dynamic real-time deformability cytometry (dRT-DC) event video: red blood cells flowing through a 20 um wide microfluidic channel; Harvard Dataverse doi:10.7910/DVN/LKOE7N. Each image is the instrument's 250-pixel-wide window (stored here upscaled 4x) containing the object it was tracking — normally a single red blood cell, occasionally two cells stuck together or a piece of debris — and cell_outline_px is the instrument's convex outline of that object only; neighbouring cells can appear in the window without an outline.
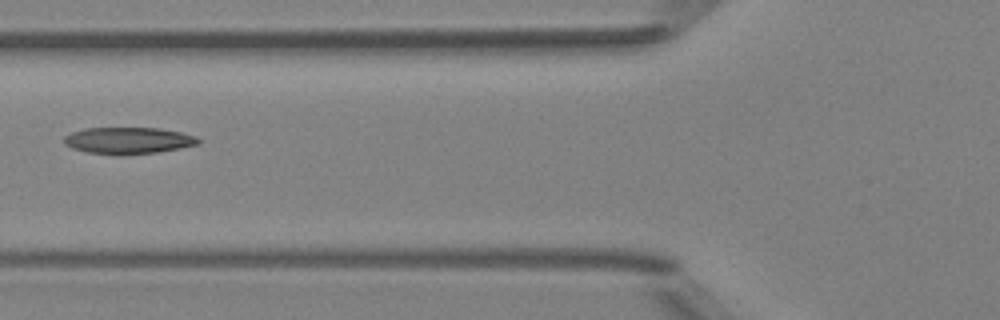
{"species": "Egyptian fruit bat (a non-hibernating species)", "species_latin": "Rousettus aegyptiacus", "temperature_condition": "room temperature", "stored_images_in_passage": 5, "camera_frame_rate_fps": 3000, "um_per_image_px": 0.085, "animal": {"sex": "female"}, "frame": {"image": 1, "passage_image": 5, "time_ms": 5.667, "image_size_px": [1000, 320], "cell_outline_px": [[200, 144], [180, 148], [156, 152], [120, 156], [116, 156], [88, 152], [72, 148], [64, 144], [64, 136], [72, 132], [84, 128], [160, 128], [180, 132], [196, 136], [200, 140]], "centroid_in_image_um": [10.89, 11.95], "position_along_channel_um": 114.9, "area_um2": 21.04}}